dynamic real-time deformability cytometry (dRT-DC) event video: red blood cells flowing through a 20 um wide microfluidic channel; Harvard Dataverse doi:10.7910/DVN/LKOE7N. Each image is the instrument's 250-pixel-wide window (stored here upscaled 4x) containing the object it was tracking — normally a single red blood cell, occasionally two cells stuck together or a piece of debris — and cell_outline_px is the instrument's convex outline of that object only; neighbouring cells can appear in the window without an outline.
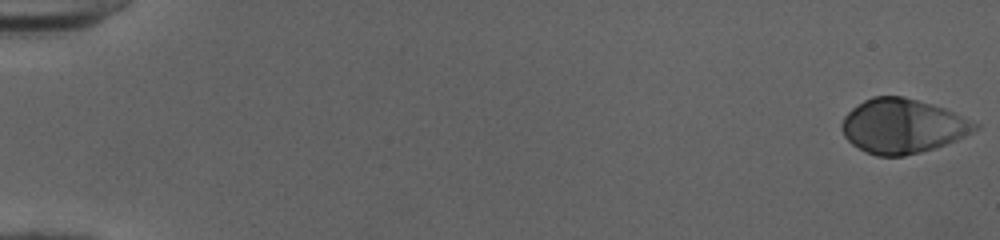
{"species": "human", "species_latin": "Homo sapiens", "temperature_condition": "cold", "stored_images_in_passage": 52, "camera_frame_rate_fps": 3000, "um_per_image_px": 0.085, "donor": {"sex": "female"}, "frame": {"image": 1, "passage_image": 1, "time_ms": 0.0, "image_size_px": [1000, 240], "cell_outline_px": [[980, 124], [972, 132], [956, 140], [920, 152], [904, 156], [876, 156], [852, 144], [844, 136], [840, 128], [840, 124], [844, 116], [852, 108], [864, 100], [872, 96], [904, 96], [932, 104], [944, 108]], "centroid_in_image_um": [76.68, 10.7], "position_along_channel_um": 8.3, "area_um2": 41.96}}
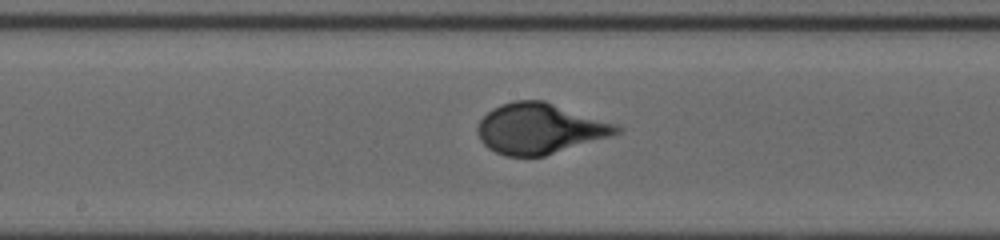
{"frame": {"image": 2, "passage_image": 29, "time_ms": 9.333, "image_size_px": [1000, 240], "cell_outline_px": [[624, 128], [620, 132], [608, 136], [544, 156], [504, 156], [488, 148], [480, 140], [476, 132], [476, 128], [480, 120], [492, 108], [500, 104], [516, 100], [544, 100], [616, 124]], "centroid_in_image_um": [45.83, 10.92], "position_along_channel_um": 202.4, "area_um2": 40.63}}
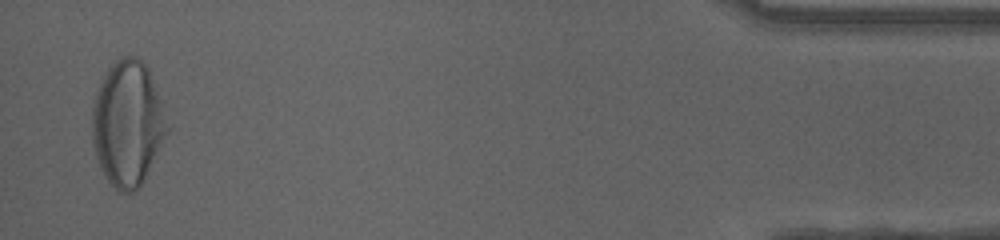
{"frame": {"image": 3, "passage_image": 51, "time_ms": 16.667, "image_size_px": [1000, 240], "cell_outline_px": [[172, 128], [144, 180], [132, 192], [120, 192], [104, 176], [100, 168], [96, 156], [92, 140], [92, 104], [100, 80], [108, 68], [120, 56], [136, 56], [148, 68]], "centroid_in_image_um": [10.87, 10.48], "position_along_channel_um": 424.3, "area_um2": 55.31}}